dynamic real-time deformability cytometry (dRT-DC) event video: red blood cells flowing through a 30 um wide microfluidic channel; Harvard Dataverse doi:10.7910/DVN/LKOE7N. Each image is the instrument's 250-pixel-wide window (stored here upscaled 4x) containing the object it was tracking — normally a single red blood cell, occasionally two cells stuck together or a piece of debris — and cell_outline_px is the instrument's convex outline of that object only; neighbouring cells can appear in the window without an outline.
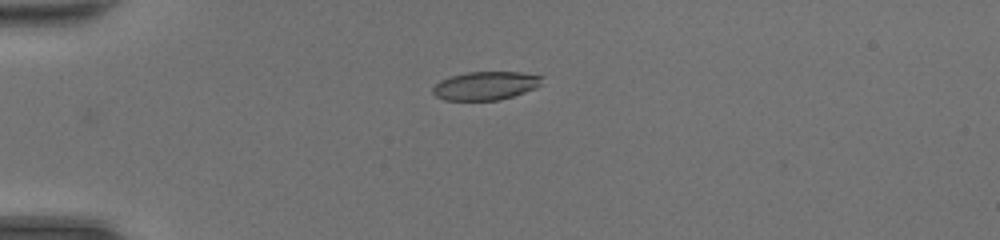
{"species": "common noctule bat (a hibernating species)", "species_latin": "Nyctalus noctula", "temperature_condition": "room temperature", "stored_images_in_passage": 28, "camera_frame_rate_fps": 3000, "um_per_image_px": 0.085, "animal": {"sex": "female", "body_mass_g": 20.0, "forearm_length_mm": 54.0}, "frame": {"image": 1, "passage_image": 1, "time_ms": 0.0, "image_size_px": [1000, 240], "cell_outline_px": [[544, 76], [540, 84], [536, 88], [500, 100], [444, 100], [436, 96], [432, 92], [432, 88], [440, 80], [452, 76], [468, 72], [520, 72]], "centroid_in_image_um": [41.27, 7.28], "position_along_channel_um": 43.7, "area_um2": 18.03}}
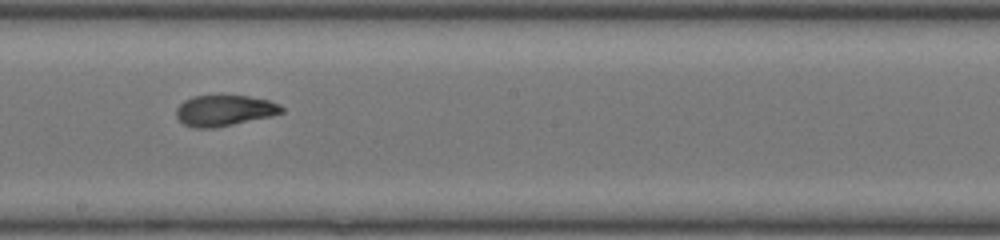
{"frame": {"image": 2, "passage_image": 16, "time_ms": 5.0, "image_size_px": [1000, 240], "cell_outline_px": [[284, 112], [272, 116], [212, 128], [192, 128], [184, 124], [176, 116], [176, 108], [184, 100], [192, 96], [248, 96], [268, 100], [280, 104], [284, 108]], "centroid_in_image_um": [19.07, 9.39], "position_along_channel_um": 229.1, "area_um2": 18.9}}
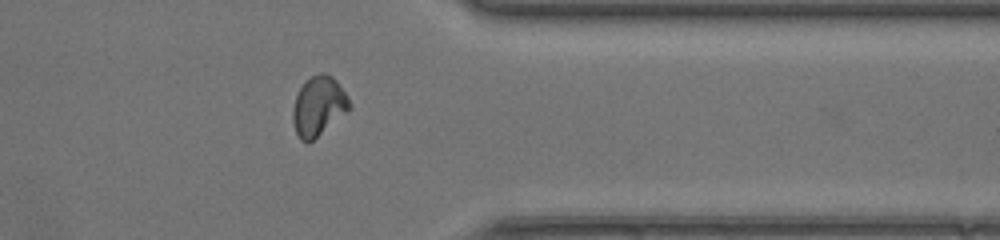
{"frame": {"image": 3, "passage_image": 27, "time_ms": 8.667, "image_size_px": [1000, 240], "cell_outline_px": [[352, 108], [348, 112], [308, 144], [300, 140], [296, 132], [292, 120], [292, 108], [296, 96], [300, 88], [312, 76], [320, 72], [324, 72], [332, 76], [336, 80], [348, 96], [352, 104]], "centroid_in_image_um": [27.09, 9.04], "position_along_channel_um": 384.3, "area_um2": 19.83}}